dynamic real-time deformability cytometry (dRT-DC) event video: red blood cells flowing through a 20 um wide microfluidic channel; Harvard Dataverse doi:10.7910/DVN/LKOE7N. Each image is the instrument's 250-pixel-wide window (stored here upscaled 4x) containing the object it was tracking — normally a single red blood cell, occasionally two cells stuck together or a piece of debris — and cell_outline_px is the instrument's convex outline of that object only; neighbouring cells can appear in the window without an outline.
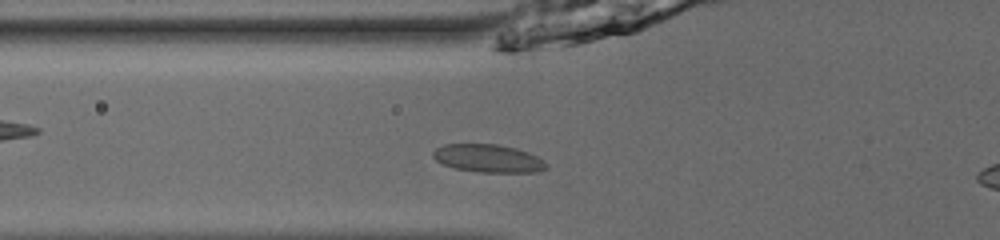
{"species": "common noctule bat (a hibernating species)", "species_latin": "Nyctalus noctula", "temperature_condition": "room temperature", "stored_images_in_passage": 35, "camera_frame_rate_fps": 3000, "um_per_image_px": 0.085, "animal": {"sex": "male", "body_mass_g": 13.0, "forearm_length_mm": 53.1}, "frame": {"image": 1, "passage_image": 2, "time_ms": 0.333, "image_size_px": [1000, 240], "cell_outline_px": [[548, 168], [536, 172], [480, 172], [456, 168], [444, 164], [436, 160], [432, 156], [432, 152], [436, 148], [444, 144], [496, 144], [516, 148], [528, 152], [544, 160], [548, 164]], "centroid_in_image_um": [41.52, 13.46], "position_along_channel_um": 84.3, "area_um2": 18.44}}
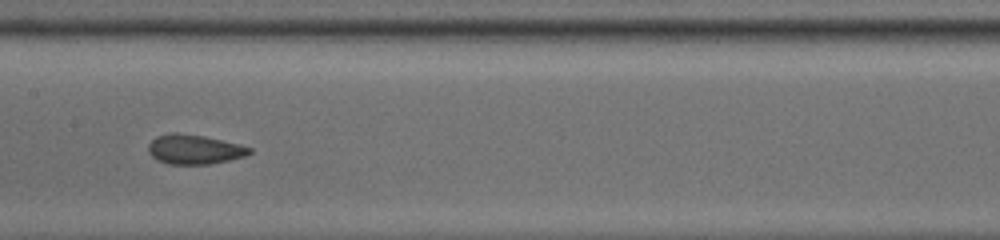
{"frame": {"image": 2, "passage_image": 10, "time_ms": 3.0, "image_size_px": [1000, 240], "cell_outline_px": [[252, 152], [244, 156], [228, 160], [208, 164], [168, 164], [156, 160], [148, 152], [148, 144], [156, 136], [172, 132], [176, 132], [204, 136], [252, 148]], "centroid_in_image_um": [16.46, 12.69], "position_along_channel_um": 190.9, "area_um2": 17.28}}
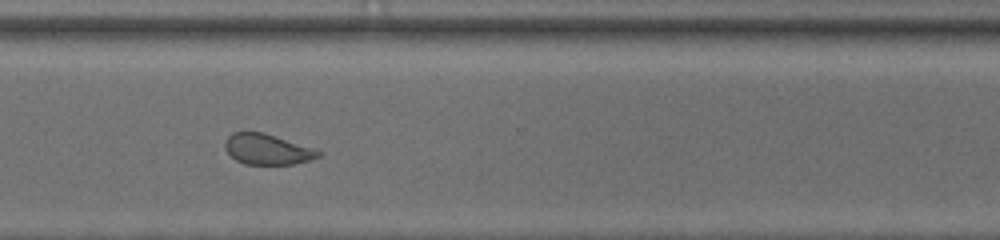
{"frame": {"image": 3, "passage_image": 22, "time_ms": 7.0, "image_size_px": [1000, 240], "cell_outline_px": [[320, 156], [308, 160], [292, 164], [244, 164], [236, 160], [224, 148], [224, 144], [228, 136], [232, 132], [264, 132], [316, 148], [320, 152]], "centroid_in_image_um": [22.72, 12.67], "position_along_channel_um": 347.9, "area_um2": 16.65}, "authors_computed_cell_mechanics": {"area_um2": 17.34, "velocity_mm_per_s": 3.9496, "shape_relaxation_time_tau1_ms": 5.7478, "shape_relaxation_time_tau2_ms": 1.0425, "deformation_change_tau1": 0.1322, "deformation_change_tau2": 0.0799}}